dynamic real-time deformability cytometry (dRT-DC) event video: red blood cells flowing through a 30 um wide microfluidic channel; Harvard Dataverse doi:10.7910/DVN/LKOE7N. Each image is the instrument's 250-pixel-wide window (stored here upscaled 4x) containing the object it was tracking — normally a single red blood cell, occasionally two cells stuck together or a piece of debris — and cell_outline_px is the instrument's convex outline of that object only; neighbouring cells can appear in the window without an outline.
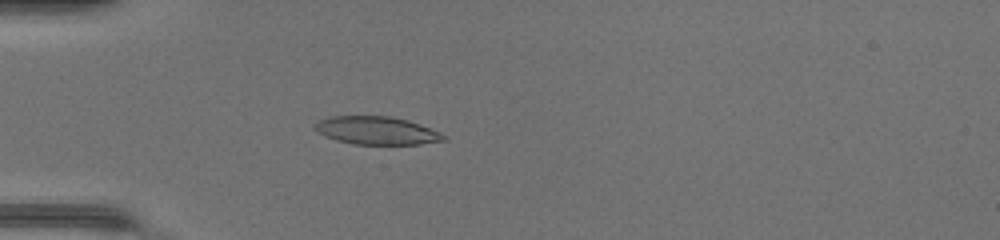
{"species": "common noctule bat (a hibernating species)", "species_latin": "Nyctalus noctula", "temperature_condition": "warm", "stored_images_in_passage": 49, "camera_frame_rate_fps": 3000, "um_per_image_px": 0.085, "animal": {"sex": "female", "body_mass_g": 17.0, "forearm_length_mm": 48.0}, "frame": {"image": 1, "passage_image": 16, "time_ms": 5.0, "image_size_px": [1000, 240], "cell_outline_px": [[448, 136], [444, 140], [420, 144], [352, 144], [336, 140], [324, 136], [316, 132], [312, 128], [312, 124], [328, 116], [392, 116], [408, 120], [420, 124], [440, 132]], "centroid_in_image_um": [31.97, 11.09], "position_along_channel_um": 53.0, "area_um2": 21.27}}
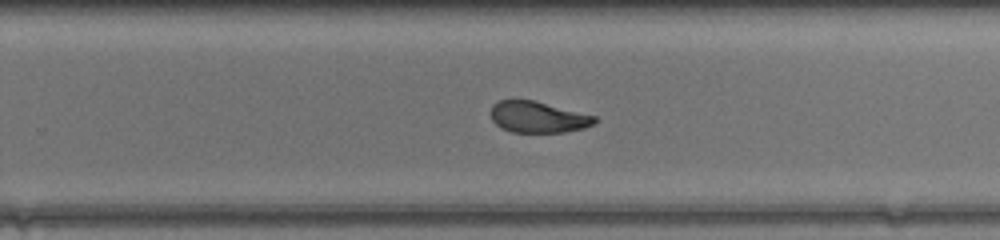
{"frame": {"image": 2, "passage_image": 33, "time_ms": 10.667, "image_size_px": [1000, 240], "cell_outline_px": [[596, 120], [592, 124], [584, 128], [564, 132], [512, 132], [500, 128], [492, 120], [492, 104], [500, 100], [532, 100], [596, 116]], "centroid_in_image_um": [45.7, 9.96], "position_along_channel_um": 284.1, "area_um2": 18.67}}
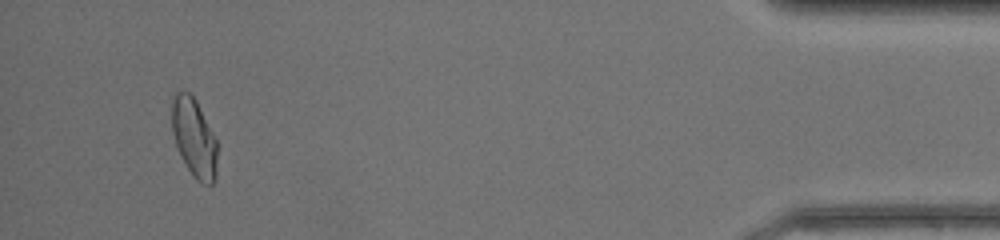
{"frame": {"image": 3, "passage_image": 47, "time_ms": 15.333, "image_size_px": [1000, 240], "cell_outline_px": [[216, 176], [212, 184], [200, 184], [192, 176], [176, 144], [172, 132], [172, 96], [176, 92], [188, 92], [196, 100], [216, 140]], "centroid_in_image_um": [16.49, 11.72], "position_along_channel_um": 418.7, "area_um2": 20.46}, "authors_computed_cell_mechanics": {"area_um2": 21.0392, "velocity_mm_per_s": 4.3384, "shape_relaxation_time_tau1_ms": null, "shape_relaxation_time_tau2_ms": 1.4666, "deformation_change_tau1": null, "deformation_change_tau2": 0.0783}}